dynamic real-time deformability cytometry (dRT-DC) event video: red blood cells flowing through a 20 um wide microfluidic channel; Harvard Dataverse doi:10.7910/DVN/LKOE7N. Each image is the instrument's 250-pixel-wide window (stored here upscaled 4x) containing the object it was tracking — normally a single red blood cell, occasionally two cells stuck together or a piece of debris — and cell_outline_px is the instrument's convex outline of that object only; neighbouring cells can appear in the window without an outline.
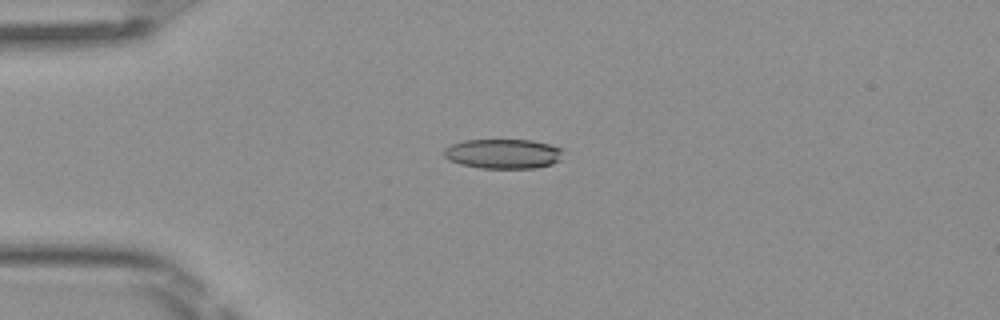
{"species": "Egyptian fruit bat (a non-hibernating species)", "species_latin": "Rousettus aegyptiacus", "temperature_condition": "room temperature", "stored_images_in_passage": 50, "camera_frame_rate_fps": 3000, "um_per_image_px": 0.085, "frame": {"image": 1, "passage_image": 13, "time_ms": 4.0, "image_size_px": [1000, 320], "cell_outline_px": [[564, 148], [560, 160], [552, 164], [536, 168], [480, 168], [460, 164], [448, 160], [444, 156], [444, 148], [452, 144], [464, 140], [532, 140]], "centroid_in_image_um": [42.78, 13.07], "position_along_channel_um": 42.2, "area_um2": 20.75}}
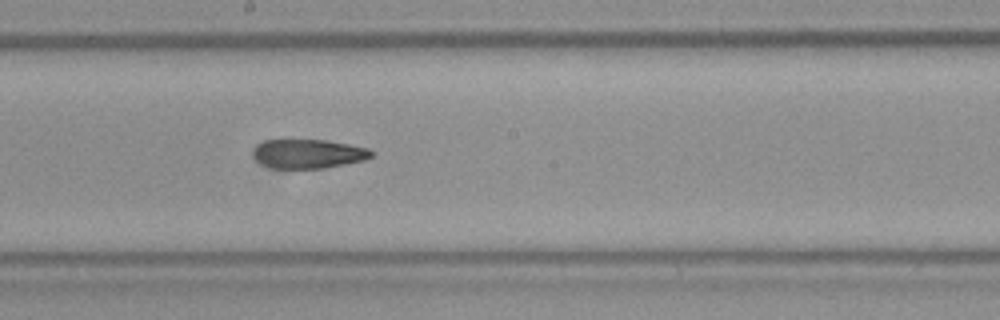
{"frame": {"image": 2, "passage_image": 28, "time_ms": 9.0, "image_size_px": [1000, 320], "cell_outline_px": [[372, 156], [364, 160], [324, 168], [268, 168], [260, 164], [252, 156], [252, 152], [264, 140], [324, 140], [348, 144], [368, 148], [372, 152]], "centroid_in_image_um": [26.16, 13.08], "position_along_channel_um": 222.0, "area_um2": 19.94}}
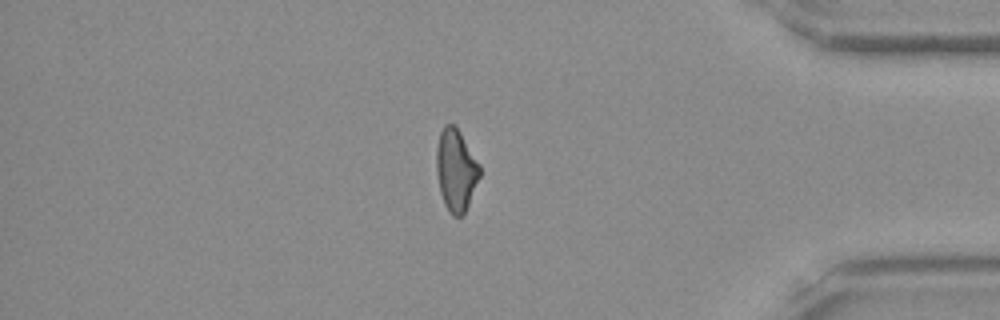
{"frame": {"image": 3, "passage_image": 43, "time_ms": 14.0, "image_size_px": [1000, 320], "cell_outline_px": [[480, 176], [468, 204], [464, 212], [460, 216], [452, 216], [444, 204], [440, 192], [436, 172], [436, 148], [440, 132], [444, 124], [452, 124], [460, 132], [480, 164]], "centroid_in_image_um": [38.74, 14.44], "position_along_channel_um": 396.5, "area_um2": 20.58}, "authors_computed_cell_mechanics": {"area_um2": 21.0103, "velocity_mm_per_s": 4.0917, "shape_relaxation_time_tau1_ms": null, "shape_relaxation_time_tau2_ms": 4.4328, "deformation_change_tau1": null, "deformation_change_tau2": 0.1306}}